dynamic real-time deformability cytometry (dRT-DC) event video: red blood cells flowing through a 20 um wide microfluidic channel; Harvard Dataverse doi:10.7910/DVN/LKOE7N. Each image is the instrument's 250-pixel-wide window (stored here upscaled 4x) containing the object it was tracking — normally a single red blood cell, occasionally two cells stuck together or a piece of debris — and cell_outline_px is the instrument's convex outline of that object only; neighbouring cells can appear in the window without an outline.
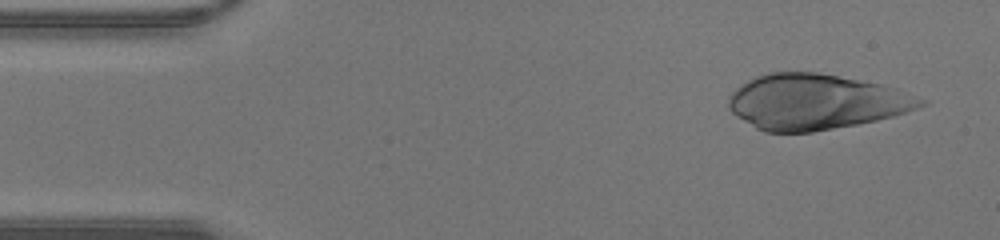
{"species": "human", "species_latin": "Homo sapiens", "temperature_condition": "warm", "stored_images_in_passage": 40, "camera_frame_rate_fps": 3000, "um_per_image_px": 0.085, "donor": {"sex": "male"}, "frame": {"image": 1, "passage_image": 2, "time_ms": 0.333, "image_size_px": [1000, 240], "cell_outline_px": [[928, 104], [892, 116], [876, 120], [856, 124], [812, 132], [764, 132], [756, 128], [736, 116], [728, 108], [728, 96], [740, 84], [756, 76], [768, 72], [816, 72], [880, 84], [896, 88], [928, 100]], "centroid_in_image_um": [69.3, 8.65], "position_along_channel_um": 15.7, "area_um2": 61.79}}